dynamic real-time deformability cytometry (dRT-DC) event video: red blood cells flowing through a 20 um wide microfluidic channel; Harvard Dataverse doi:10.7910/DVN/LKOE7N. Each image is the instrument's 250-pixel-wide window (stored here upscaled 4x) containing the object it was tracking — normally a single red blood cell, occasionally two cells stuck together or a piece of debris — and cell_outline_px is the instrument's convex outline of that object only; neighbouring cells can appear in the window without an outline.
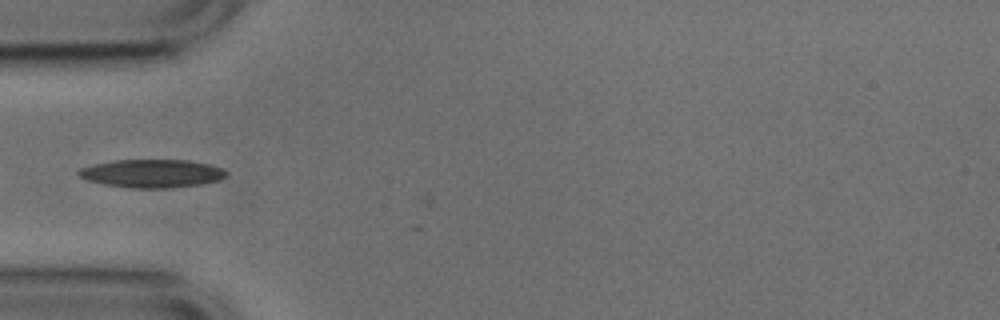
{"species": "common noctule bat (a hibernating species)", "species_latin": "Nyctalus noctula", "temperature_condition": "cold", "stored_images_in_passage": 17, "camera_frame_rate_fps": 3000, "um_per_image_px": 0.085, "animal": {"sex": "male", "body_mass_g": 17.9, "forearm_length_mm": 54.2}, "frame": {"image": 1, "passage_image": 1, "time_ms": 0.0, "image_size_px": [1000, 320], "cell_outline_px": [[228, 176], [220, 180], [200, 184], [172, 188], [132, 188], [104, 184], [88, 180], [80, 176], [76, 172], [80, 168], [96, 164], [116, 160], [188, 160], [208, 164], [220, 168], [228, 172]], "centroid_in_image_um": [12.95, 14.75], "position_along_channel_um": 72.1, "area_um2": 24.16}}
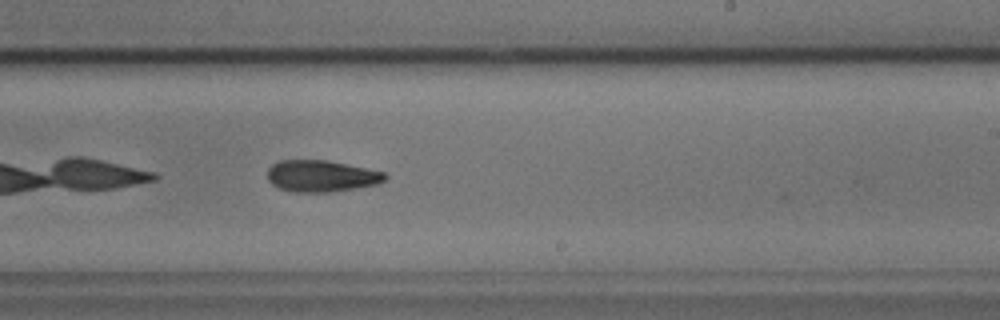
{"frame": {"image": 2, "passage_image": 16, "time_ms": 5.0, "image_size_px": [1000, 320], "cell_outline_px": [[388, 176], [380, 184], [328, 192], [296, 192], [280, 188], [272, 184], [268, 180], [268, 168], [272, 164], [280, 160], [328, 160], [388, 172]], "centroid_in_image_um": [27.36, 14.95], "position_along_channel_um": 261.6, "area_um2": 21.79}}